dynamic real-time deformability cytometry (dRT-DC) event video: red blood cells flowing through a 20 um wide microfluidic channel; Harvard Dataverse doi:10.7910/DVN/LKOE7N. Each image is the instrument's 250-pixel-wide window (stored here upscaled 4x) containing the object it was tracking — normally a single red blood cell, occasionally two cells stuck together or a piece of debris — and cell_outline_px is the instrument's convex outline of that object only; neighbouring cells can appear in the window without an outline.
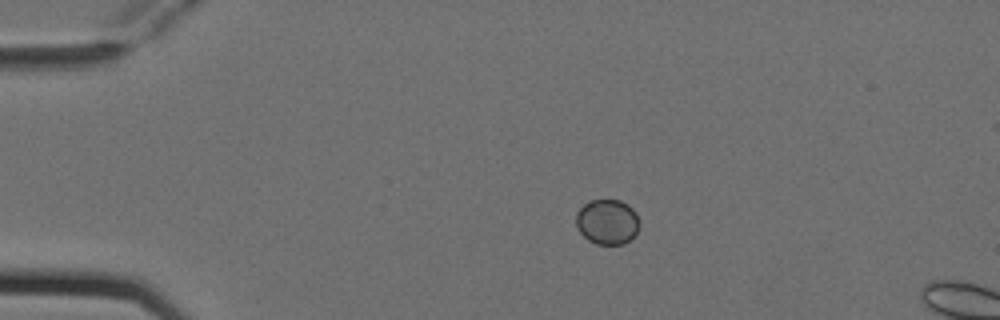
{"species": "Egyptian fruit bat (a non-hibernating species)", "species_latin": "Rousettus aegyptiacus", "temperature_condition": "cold", "stored_images_in_passage": 5, "camera_frame_rate_fps": 3000, "um_per_image_px": 0.085, "animal": {"sex": "female"}, "frame": {"image": 1, "passage_image": 3, "time_ms": 0.667, "image_size_px": [1000, 320], "cell_outline_px": [[640, 228], [624, 244], [596, 244], [588, 240], [580, 232], [576, 224], [576, 212], [588, 200], [620, 200], [628, 204], [636, 212], [640, 224]], "centroid_in_image_um": [51.62, 18.84], "position_along_channel_um": 33.4, "area_um2": 16.76}}